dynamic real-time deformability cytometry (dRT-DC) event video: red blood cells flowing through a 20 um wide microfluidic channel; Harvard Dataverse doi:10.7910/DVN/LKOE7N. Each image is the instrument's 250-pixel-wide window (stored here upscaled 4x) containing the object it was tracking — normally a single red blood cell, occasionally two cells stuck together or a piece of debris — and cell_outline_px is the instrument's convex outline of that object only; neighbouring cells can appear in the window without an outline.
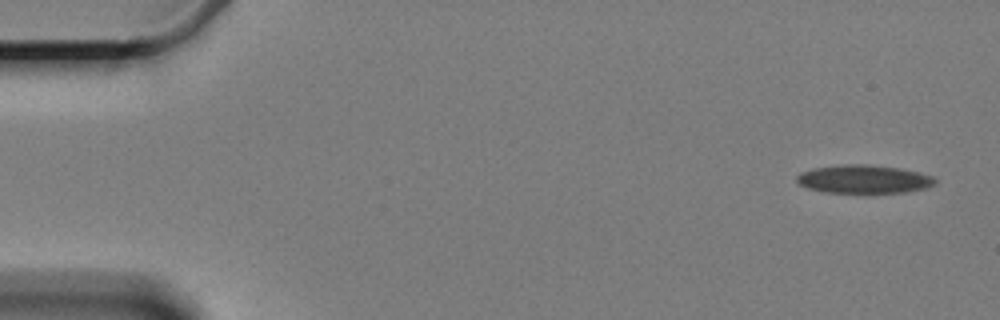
{"species": "Egyptian fruit bat (a non-hibernating species)", "species_latin": "Rousettus aegyptiacus", "temperature_condition": "cold", "stored_images_in_passage": 11, "camera_frame_rate_fps": 3000, "um_per_image_px": 0.085, "animal": {"sex": "female"}, "frame": {"image": 1, "passage_image": 1, "time_ms": 0.0, "image_size_px": [1000, 320], "cell_outline_px": [[936, 184], [924, 188], [904, 192], [824, 192], [808, 188], [800, 184], [796, 180], [796, 176], [800, 172], [812, 168], [848, 164], [864, 164], [900, 168], [932, 176], [936, 180]], "centroid_in_image_um": [73.39, 15.22], "position_along_channel_um": 11.6, "area_um2": 22.54}}
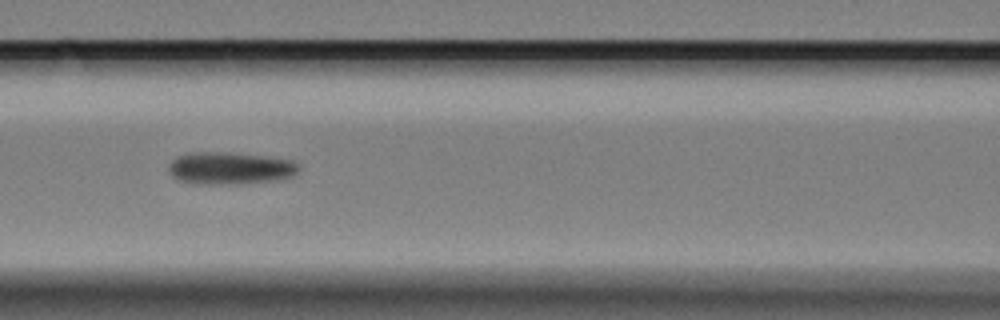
{"frame": {"image": 2, "passage_image": 7, "time_ms": 7.667, "image_size_px": [1000, 320], "cell_outline_px": [[300, 168], [292, 176], [276, 180], [240, 184], [204, 184], [180, 180], [172, 176], [168, 172], [168, 164], [176, 156], [188, 152], [232, 152], [264, 156], [292, 160], [300, 164]], "centroid_in_image_um": [19.54, 14.28], "position_along_channel_um": 147.1, "area_um2": 24.74}}
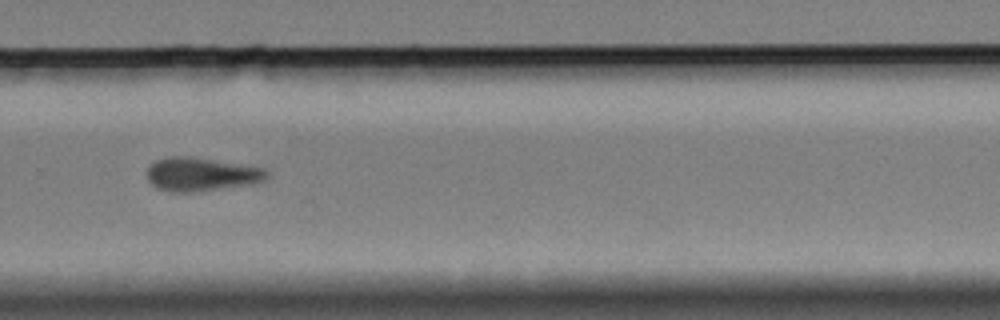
{"frame": {"image": 3, "passage_image": 11, "time_ms": 12.667, "image_size_px": [1000, 320], "cell_outline_px": [[268, 176], [264, 180], [252, 184], [192, 192], [168, 192], [156, 188], [148, 180], [148, 168], [156, 160], [168, 156], [188, 156], [264, 168], [268, 172]], "centroid_in_image_um": [17.08, 14.82], "position_along_channel_um": 312.7, "area_um2": 23.24}}